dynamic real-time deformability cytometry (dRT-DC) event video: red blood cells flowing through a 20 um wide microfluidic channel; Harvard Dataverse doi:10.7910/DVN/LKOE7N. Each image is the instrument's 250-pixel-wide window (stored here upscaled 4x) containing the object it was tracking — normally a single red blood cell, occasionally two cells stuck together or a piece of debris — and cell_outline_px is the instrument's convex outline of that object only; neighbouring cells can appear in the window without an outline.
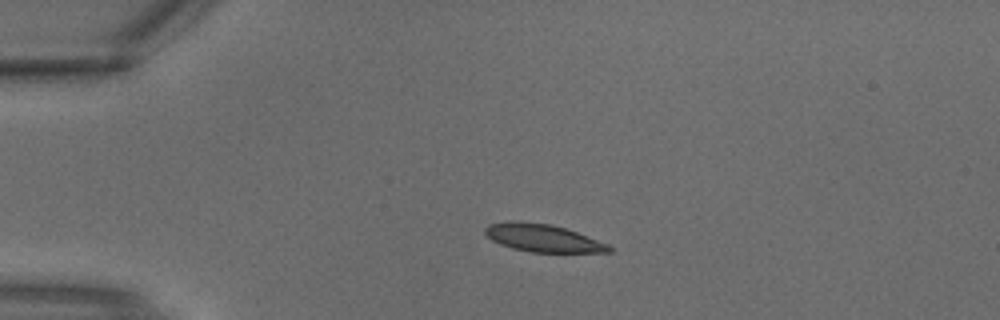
{"species": "common noctule bat (a hibernating species)", "species_latin": "Nyctalus noctula", "temperature_condition": "warm", "stored_images_in_passage": 2, "segment_of_instrument_passage": [1, 2], "camera_frame_rate_fps": 3000, "um_per_image_px": 0.085, "animal": {"sex": "male", "body_mass_g": 18.8}, "frame": {"image": 1, "passage_image": 1, "time_ms": 0.0, "image_size_px": [1000, 320], "cell_outline_px": [[612, 252], [532, 252], [512, 248], [500, 244], [492, 240], [484, 232], [484, 228], [488, 224], [512, 220], [520, 220], [552, 224], [576, 232], [608, 244], [612, 248]], "centroid_in_image_um": [46.1, 20.21], "position_along_channel_um": 38.9, "area_um2": 20.0}}